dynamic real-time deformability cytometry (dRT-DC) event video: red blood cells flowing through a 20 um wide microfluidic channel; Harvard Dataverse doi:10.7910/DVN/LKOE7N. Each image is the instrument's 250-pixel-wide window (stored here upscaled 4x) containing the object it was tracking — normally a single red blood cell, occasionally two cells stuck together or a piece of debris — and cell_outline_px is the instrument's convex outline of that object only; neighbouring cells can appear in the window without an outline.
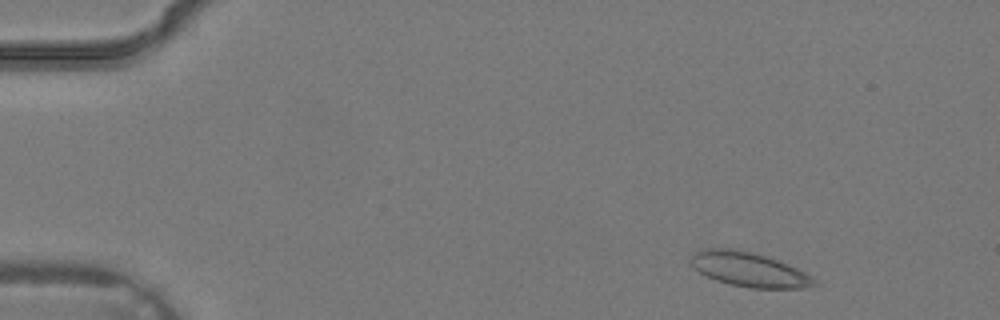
{"species": "common noctule bat (a hibernating species)", "species_latin": "Nyctalus noctula", "temperature_condition": "warm", "stored_images_in_passage": 3, "camera_frame_rate_fps": 3000, "um_per_image_px": 0.085, "animal": {"sex": "male", "body_mass_g": 19.2, "forearm_length_mm": 51.8}, "frame": {"image": 1, "passage_image": 1, "time_ms": 0.0, "image_size_px": [1000, 320], "cell_outline_px": [[820, 284], [812, 288], [752, 288], [732, 284], [716, 280], [692, 268], [688, 264], [688, 256], [692, 252], [704, 248], [736, 248], [764, 256], [776, 260], [796, 268], [812, 276]], "centroid_in_image_um": [63.62, 22.9], "position_along_channel_um": 21.4, "area_um2": 25.03}}
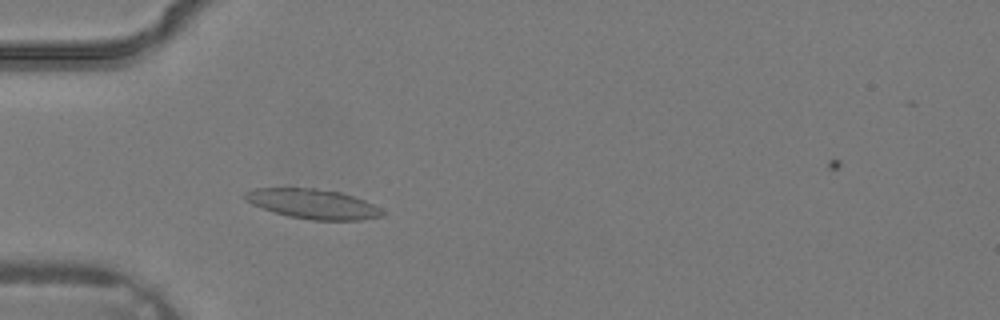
{"frame": {"image": 2, "passage_image": 3, "time_ms": 0.667, "image_size_px": [1000, 320], "cell_outline_px": [[384, 216], [360, 220], [312, 220], [288, 216], [252, 204], [244, 196], [244, 192], [256, 188], [316, 188], [340, 192], [364, 200], [380, 208], [384, 212]], "centroid_in_image_um": [26.63, 17.33], "position_along_channel_um": 58.4, "area_um2": 23.52}}